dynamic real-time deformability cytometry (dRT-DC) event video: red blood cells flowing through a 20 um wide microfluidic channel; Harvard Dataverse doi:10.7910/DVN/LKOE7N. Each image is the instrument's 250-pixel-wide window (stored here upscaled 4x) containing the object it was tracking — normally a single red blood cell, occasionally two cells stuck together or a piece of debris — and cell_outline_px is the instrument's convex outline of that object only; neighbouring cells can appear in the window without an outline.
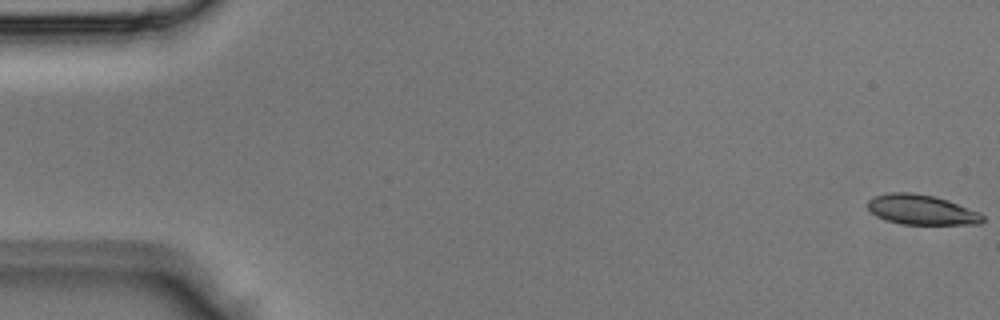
{"species": "Egyptian fruit bat (a non-hibernating species)", "species_latin": "Rousettus aegyptiacus", "temperature_condition": "room temperature", "stored_images_in_passage": 2, "segment_of_instrument_passage": [2, 2], "camera_frame_rate_fps": 3000, "um_per_image_px": 0.085, "animal": {"sex": "male"}, "frame": {"image": 1, "passage_image": 2, "time_ms": 0.333, "image_size_px": [1000, 320], "cell_outline_px": [[984, 220], [980, 224], [900, 224], [876, 216], [868, 208], [868, 200], [876, 196], [888, 192], [912, 192], [932, 196], [948, 200], [980, 212], [984, 216]], "centroid_in_image_um": [78.35, 17.83], "position_along_channel_um": 6.7, "area_um2": 20.0}}